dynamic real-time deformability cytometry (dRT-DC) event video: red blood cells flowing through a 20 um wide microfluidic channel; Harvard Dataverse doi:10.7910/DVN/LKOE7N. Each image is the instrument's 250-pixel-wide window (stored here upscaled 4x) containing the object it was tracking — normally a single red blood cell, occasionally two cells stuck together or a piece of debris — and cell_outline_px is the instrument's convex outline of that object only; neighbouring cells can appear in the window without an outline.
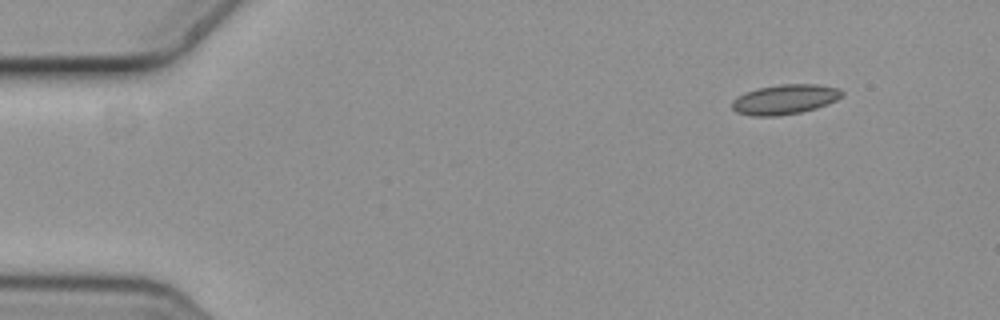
{"species": "common noctule bat (a hibernating species)", "species_latin": "Nyctalus noctula", "temperature_condition": "cold", "stored_images_in_passage": 4, "camera_frame_rate_fps": 3000, "um_per_image_px": 0.085, "animal": {"sex": "female", "body_mass_g": 19.3, "forearm_length_mm": 54.1}, "frame": {"image": 1, "passage_image": 1, "time_ms": 0.0, "image_size_px": [1000, 320], "cell_outline_px": [[844, 96], [828, 104], [816, 108], [800, 112], [776, 116], [752, 116], [736, 112], [732, 108], [732, 100], [736, 96], [744, 92], [756, 88], [780, 84], [820, 84], [840, 88], [844, 92]], "centroid_in_image_um": [66.72, 8.43], "position_along_channel_um": 18.3, "area_um2": 19.42}}
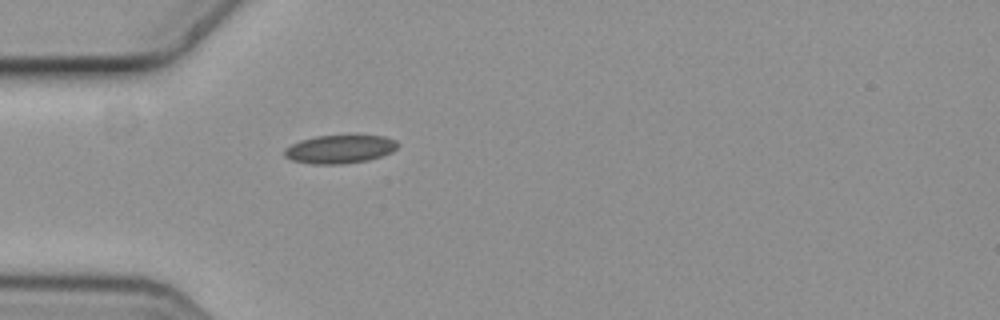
{"frame": {"image": 2, "passage_image": 4, "time_ms": 1.0, "image_size_px": [1000, 320], "cell_outline_px": [[400, 144], [392, 152], [368, 160], [344, 164], [312, 164], [292, 160], [284, 156], [284, 148], [300, 140], [316, 136], [384, 136], [396, 140]], "centroid_in_image_um": [28.87, 12.68], "position_along_channel_um": 56.1, "area_um2": 18.67}}